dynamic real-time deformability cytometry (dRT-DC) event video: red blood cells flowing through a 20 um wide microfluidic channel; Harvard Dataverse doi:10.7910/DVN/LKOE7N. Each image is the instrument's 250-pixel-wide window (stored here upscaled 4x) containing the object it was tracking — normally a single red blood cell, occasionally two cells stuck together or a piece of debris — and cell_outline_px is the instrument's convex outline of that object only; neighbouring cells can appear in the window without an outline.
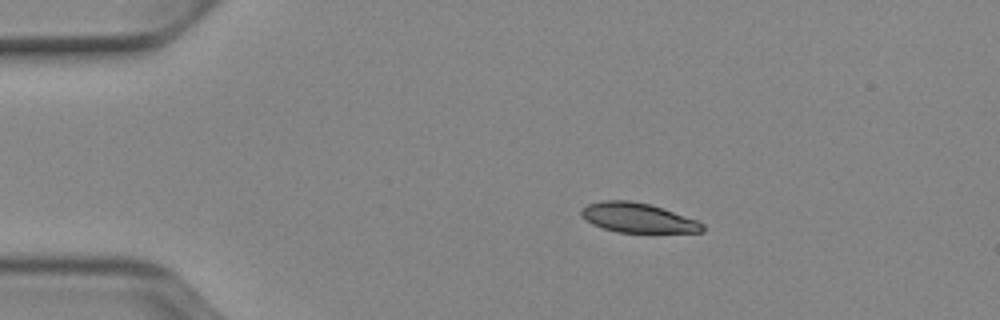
{"species": "Egyptian fruit bat (a non-hibernating species)", "species_latin": "Rousettus aegyptiacus", "temperature_condition": "cold", "stored_images_in_passage": 43, "camera_frame_rate_fps": 3000, "um_per_image_px": 0.085, "animal": {"sex": "female"}, "frame": {"image": 1, "passage_image": 1, "time_ms": 0.0, "image_size_px": [1000, 320], "cell_outline_px": [[704, 232], [616, 232], [592, 224], [580, 216], [580, 208], [588, 204], [600, 200], [628, 200], [648, 204], [664, 208], [696, 220], [704, 224]], "centroid_in_image_um": [54.17, 18.5], "position_along_channel_um": 30.8, "area_um2": 20.92}}
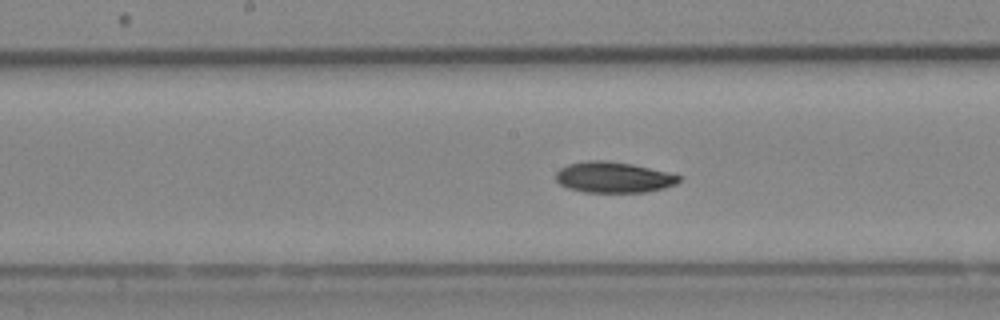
{"frame": {"image": 2, "passage_image": 18, "time_ms": 5.667, "image_size_px": [1000, 320], "cell_outline_px": [[680, 180], [676, 184], [664, 188], [644, 192], [584, 192], [568, 188], [560, 184], [556, 180], [556, 172], [560, 168], [568, 164], [588, 160], [608, 160], [632, 164], [668, 172], [680, 176]], "centroid_in_image_um": [52.13, 15.06], "position_along_channel_um": 196.1, "area_um2": 22.14}}
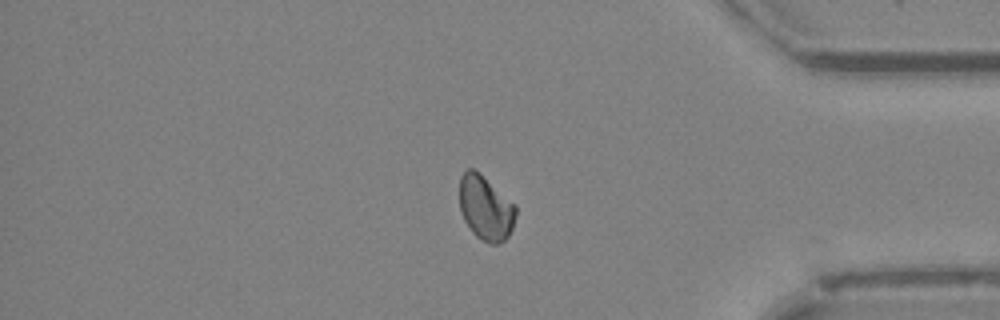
{"frame": {"image": 3, "passage_image": 35, "time_ms": 11.333, "image_size_px": [1000, 320], "cell_outline_px": [[516, 216], [512, 228], [508, 236], [504, 240], [496, 244], [488, 244], [480, 240], [472, 232], [464, 220], [460, 212], [460, 176], [468, 168], [472, 168], [480, 172], [516, 204]], "centroid_in_image_um": [41.28, 17.67], "position_along_channel_um": 393.9, "area_um2": 21.5}, "authors_computed_cell_mechanics": {"area_um2": 21.9062, "velocity_mm_per_s": 3.9032, "shape_relaxation_time_tau1_ms": 4.3688, "shape_relaxation_time_tau2_ms": null, "deformation_change_tau1": 0.0807, "deformation_change_tau2": null}}